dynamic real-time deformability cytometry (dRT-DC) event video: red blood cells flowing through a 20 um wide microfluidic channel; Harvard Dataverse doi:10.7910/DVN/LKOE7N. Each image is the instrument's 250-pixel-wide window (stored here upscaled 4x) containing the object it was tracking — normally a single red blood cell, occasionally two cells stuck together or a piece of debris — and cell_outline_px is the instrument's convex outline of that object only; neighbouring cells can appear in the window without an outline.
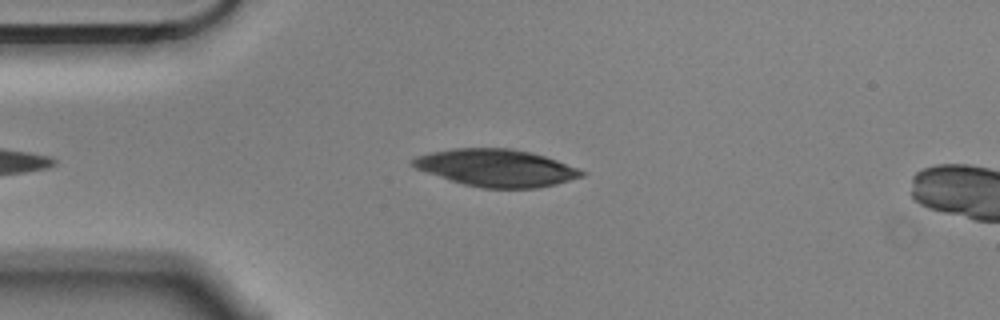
{"species": "Egyptian fruit bat (a non-hibernating species)", "species_latin": "Rousettus aegyptiacus", "temperature_condition": "cold", "stored_images_in_passage": 41, "camera_frame_rate_fps": 3000, "um_per_image_px": 0.085, "animal": {"sex": "male"}, "frame": {"image": 1, "passage_image": 3, "time_ms": 0.667, "image_size_px": [1000, 320], "cell_outline_px": [[588, 172], [584, 176], [556, 184], [536, 188], [480, 188], [464, 184], [416, 168], [412, 164], [412, 160], [416, 156], [432, 152], [452, 148], [512, 148], [532, 152], [556, 160]], "centroid_in_image_um": [42.23, 14.26], "position_along_channel_um": 42.8, "area_um2": 36.41}}